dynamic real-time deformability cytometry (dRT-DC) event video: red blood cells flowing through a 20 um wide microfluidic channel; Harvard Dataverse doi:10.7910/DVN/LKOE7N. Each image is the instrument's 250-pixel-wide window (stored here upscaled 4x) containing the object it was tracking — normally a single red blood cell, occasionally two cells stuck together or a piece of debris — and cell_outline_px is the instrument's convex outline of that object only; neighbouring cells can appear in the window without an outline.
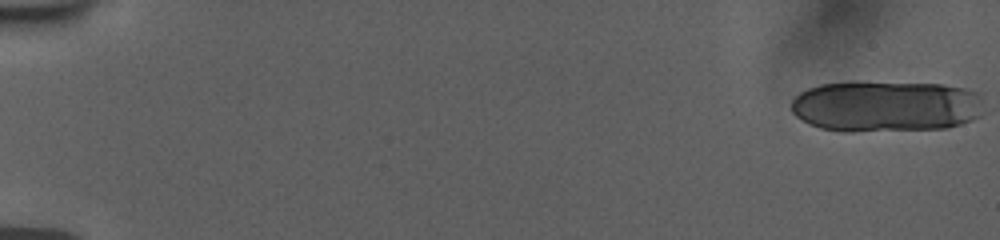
{"species": "human", "species_latin": "Homo sapiens", "temperature_condition": "room temperature", "stored_images_in_passage": 12, "camera_frame_rate_fps": 3000, "um_per_image_px": 0.085, "donor": {"sex": "female"}, "frame": {"image": 1, "passage_image": 1, "time_ms": 0.0, "image_size_px": [1000, 240], "cell_outline_px": [[980, 116], [972, 120], [948, 128], [852, 132], [844, 132], [820, 128], [808, 124], [796, 116], [792, 112], [792, 100], [800, 92], [808, 88], [820, 84], [848, 80], [856, 80], [940, 84], [968, 88], [980, 92]], "centroid_in_image_um": [75.27, 9.01], "position_along_channel_um": 9.7, "area_um2": 58.9}}